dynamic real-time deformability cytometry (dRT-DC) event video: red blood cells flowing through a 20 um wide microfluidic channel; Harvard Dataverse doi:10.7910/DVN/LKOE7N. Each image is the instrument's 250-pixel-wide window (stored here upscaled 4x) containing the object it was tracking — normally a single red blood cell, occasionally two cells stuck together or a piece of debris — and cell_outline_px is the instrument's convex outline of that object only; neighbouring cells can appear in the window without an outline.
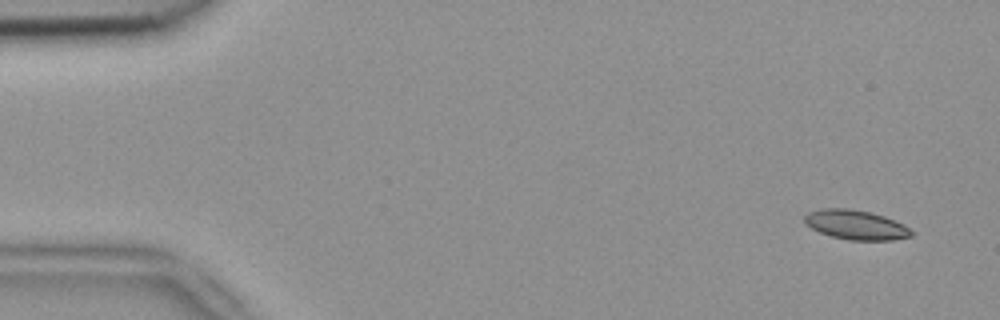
{"species": "common noctule bat (a hibernating species)", "species_latin": "Nyctalus noctula", "temperature_condition": "room temperature", "stored_images_in_passage": 5, "camera_frame_rate_fps": 3000, "um_per_image_px": 0.085, "animal": {"sex": "female", "body_mass_g": 18.4}, "frame": {"image": 1, "passage_image": 1, "time_ms": 0.0, "image_size_px": [1000, 320], "cell_outline_px": [[912, 236], [892, 240], [848, 240], [832, 236], [820, 232], [804, 224], [804, 216], [808, 212], [824, 208], [848, 208], [868, 212], [884, 216], [904, 224], [912, 232]], "centroid_in_image_um": [72.73, 19.11], "position_along_channel_um": 12.3, "area_um2": 18.26}}
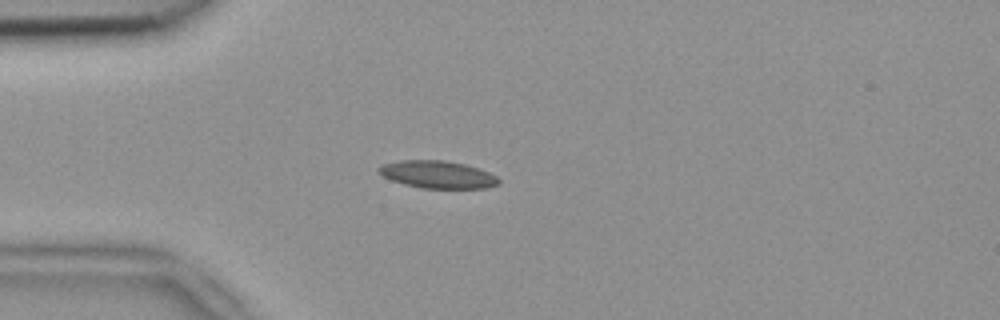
{"frame": {"image": 2, "passage_image": 4, "time_ms": 1.0, "image_size_px": [1000, 320], "cell_outline_px": [[500, 184], [488, 188], [420, 188], [404, 184], [392, 180], [376, 172], [376, 168], [380, 164], [400, 160], [444, 160], [464, 164], [488, 172], [496, 176], [500, 180]], "centroid_in_image_um": [37.16, 14.83], "position_along_channel_um": 47.8, "area_um2": 19.31}}